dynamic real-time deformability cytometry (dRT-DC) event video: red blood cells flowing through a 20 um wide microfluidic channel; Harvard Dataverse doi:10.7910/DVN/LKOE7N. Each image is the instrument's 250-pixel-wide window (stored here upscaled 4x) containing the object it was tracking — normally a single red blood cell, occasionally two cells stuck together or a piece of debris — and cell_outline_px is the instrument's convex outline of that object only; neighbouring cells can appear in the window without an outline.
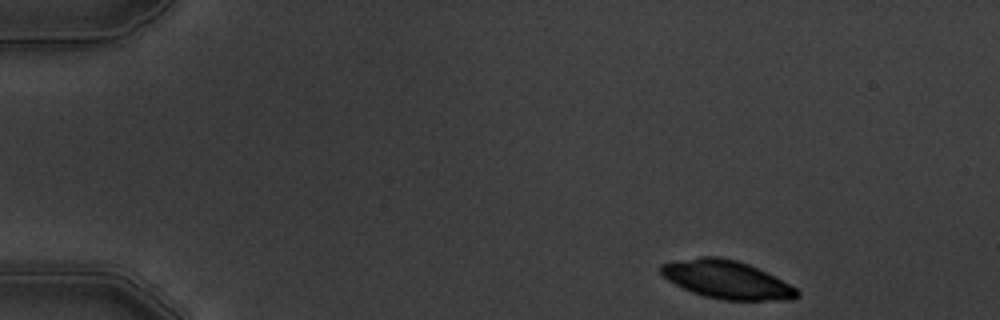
{"species": "common noctule bat (a hibernating species)", "species_latin": "Nyctalus noctula", "temperature_condition": "warm", "stored_images_in_passage": 3, "camera_frame_rate_fps": 3000, "um_per_image_px": 0.085, "animal": {"sex": "male", "body_mass_g": 19.5, "forearm_length_mm": 54.6}, "frame": {"image": 1, "passage_image": 1, "time_ms": 0.0, "image_size_px": [1000, 320], "cell_outline_px": [[800, 296], [792, 300], [724, 300], [704, 296], [692, 292], [668, 280], [660, 272], [660, 264], [700, 256], [720, 256], [736, 260], [748, 264], [796, 288], [800, 292]], "centroid_in_image_um": [61.76, 23.77], "position_along_channel_um": 23.2, "area_um2": 29.94}}